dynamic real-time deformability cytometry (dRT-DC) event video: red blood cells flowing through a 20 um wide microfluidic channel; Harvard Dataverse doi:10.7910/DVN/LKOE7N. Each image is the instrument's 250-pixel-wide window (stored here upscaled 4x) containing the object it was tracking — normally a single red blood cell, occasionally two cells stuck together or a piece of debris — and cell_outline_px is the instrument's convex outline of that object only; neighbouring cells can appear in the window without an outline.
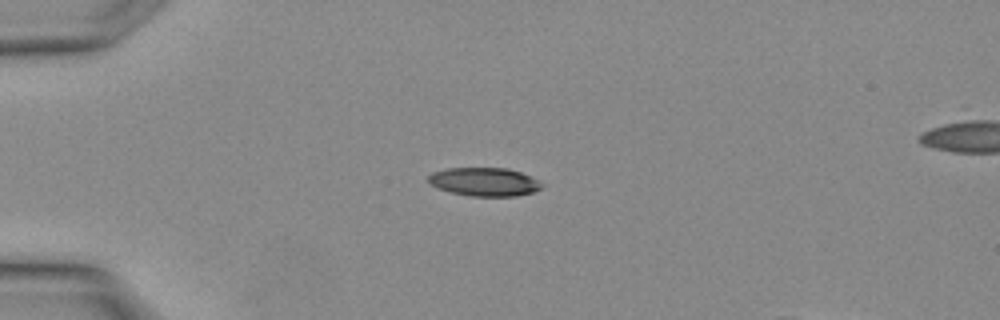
{"species": "Egyptian fruit bat (a non-hibernating species)", "species_latin": "Rousettus aegyptiacus", "temperature_condition": "warm", "stored_images_in_passage": 3, "segment_of_instrument_passage": [1, 2], "camera_frame_rate_fps": 3000, "um_per_image_px": 0.085, "animal": {"sex": "female"}, "frame": {"image": 1, "passage_image": 2, "time_ms": 0.333, "image_size_px": [1000, 320], "cell_outline_px": [[544, 184], [540, 188], [532, 192], [516, 196], [468, 196], [436, 188], [428, 184], [428, 176], [432, 172], [448, 168], [508, 168], [520, 172]], "centroid_in_image_um": [41.11, 15.45], "position_along_channel_um": 43.9, "area_um2": 18.79}}